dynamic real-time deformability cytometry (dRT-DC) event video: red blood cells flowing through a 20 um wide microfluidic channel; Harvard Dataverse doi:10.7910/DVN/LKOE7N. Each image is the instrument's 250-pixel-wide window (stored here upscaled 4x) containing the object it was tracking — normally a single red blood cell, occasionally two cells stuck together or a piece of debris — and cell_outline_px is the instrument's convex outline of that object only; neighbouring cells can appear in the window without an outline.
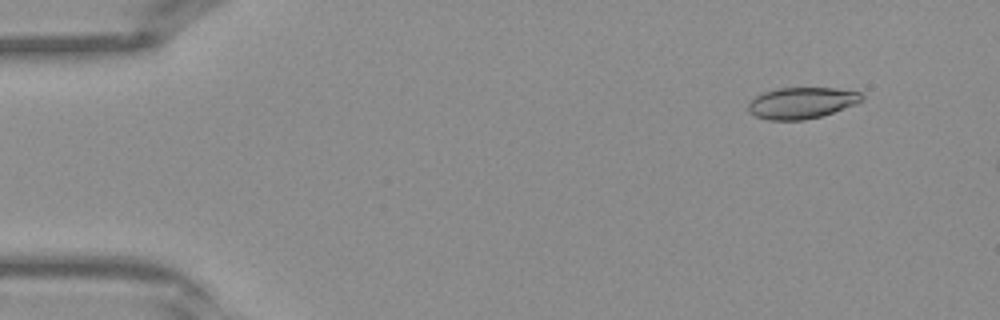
{"species": "Egyptian fruit bat (a non-hibernating species)", "species_latin": "Rousettus aegyptiacus", "temperature_condition": "warm", "stored_images_in_passage": 39, "camera_frame_rate_fps": 3000, "um_per_image_px": 0.085, "frame": {"image": 1, "passage_image": 4, "time_ms": 1.0, "image_size_px": [1000, 320], "cell_outline_px": [[864, 100], [856, 104], [820, 116], [804, 120], [768, 120], [756, 116], [748, 112], [748, 104], [756, 96], [764, 92], [776, 88], [836, 88], [860, 92], [864, 96]], "centroid_in_image_um": [68.14, 8.74], "position_along_channel_um": 16.9, "area_um2": 20.69}}
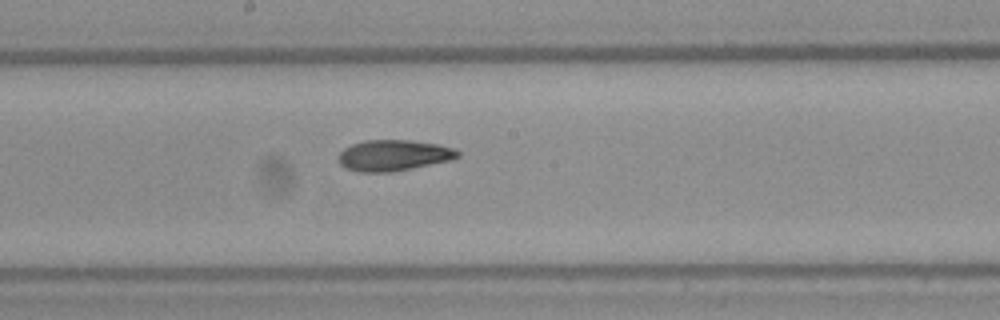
{"frame": {"image": 2, "passage_image": 22, "time_ms": 7.0, "image_size_px": [1000, 320], "cell_outline_px": [[460, 156], [452, 160], [392, 172], [360, 172], [344, 168], [340, 164], [340, 152], [344, 148], [352, 144], [364, 140], [412, 140], [436, 144], [452, 148], [460, 152]], "centroid_in_image_um": [33.46, 13.21], "position_along_channel_um": 214.7, "area_um2": 21.5}}
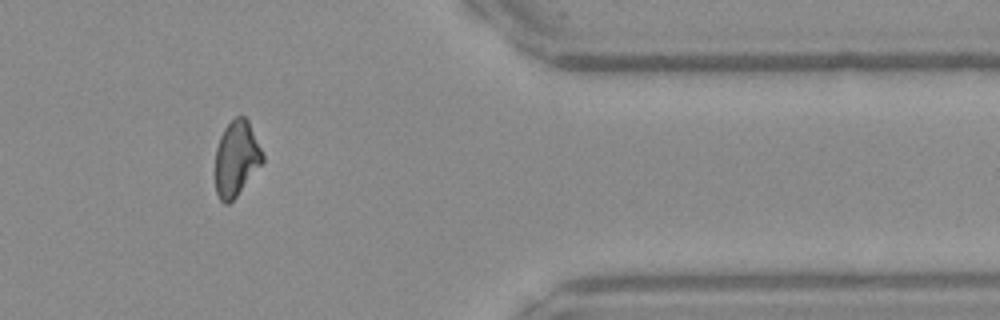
{"frame": {"image": 3, "passage_image": 34, "time_ms": 11.0, "image_size_px": [1000, 320], "cell_outline_px": [[264, 160], [236, 196], [228, 204], [224, 204], [220, 200], [216, 192], [216, 148], [220, 136], [224, 128], [236, 116], [244, 116], [248, 120], [264, 156]], "centroid_in_image_um": [20.08, 13.46], "position_along_channel_um": 391.3, "area_um2": 20.4}}